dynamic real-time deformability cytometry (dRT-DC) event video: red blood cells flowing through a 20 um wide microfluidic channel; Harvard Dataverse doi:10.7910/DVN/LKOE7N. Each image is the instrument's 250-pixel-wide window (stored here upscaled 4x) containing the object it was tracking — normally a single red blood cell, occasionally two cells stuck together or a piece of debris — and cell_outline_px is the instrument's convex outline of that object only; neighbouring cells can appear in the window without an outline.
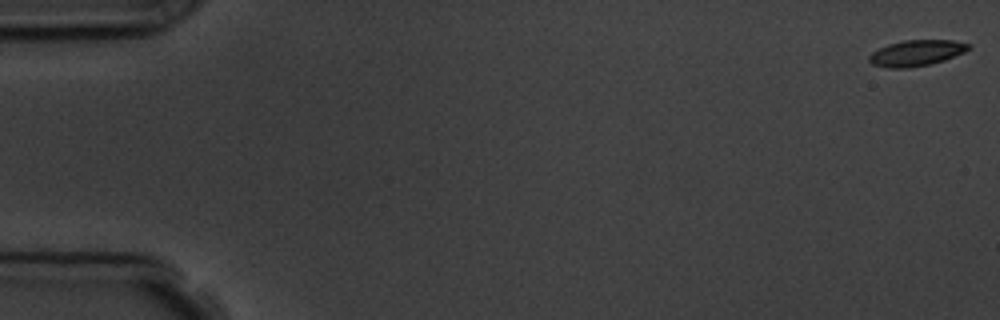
{"species": "common noctule bat (a hibernating species)", "species_latin": "Nyctalus noctula", "temperature_condition": "room temperature", "stored_images_in_passage": 5, "camera_frame_rate_fps": 3000, "um_per_image_px": 0.085, "animal": {"sex": "male", "body_mass_g": 19.5, "forearm_length_mm": 54.6}, "frame": {"image": 1, "passage_image": 1, "time_ms": 0.0, "image_size_px": [1000, 320], "cell_outline_px": [[972, 48], [964, 52], [944, 60], [928, 64], [908, 68], [888, 68], [872, 64], [868, 60], [868, 56], [872, 52], [888, 44], [904, 40], [952, 40], [972, 44]], "centroid_in_image_um": [77.9, 4.5], "position_along_channel_um": 7.1, "area_um2": 15.03}}
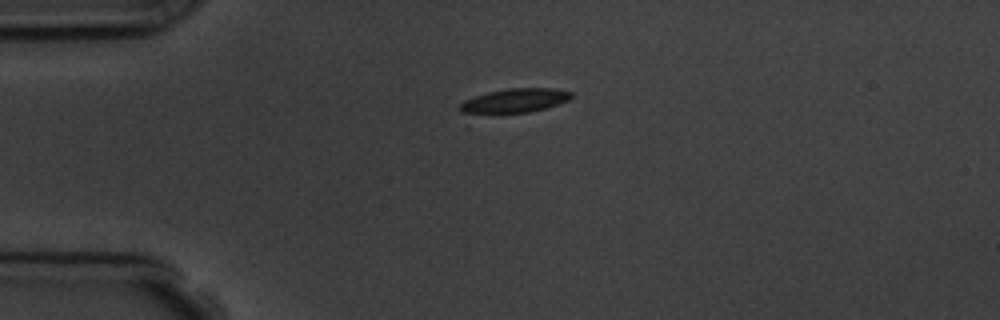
{"frame": {"image": 2, "passage_image": 5, "time_ms": 4.333, "image_size_px": [1000, 320], "cell_outline_px": [[572, 96], [568, 100], [544, 108], [468, 128], [456, 108], [464, 100], [488, 92], [508, 88], [552, 88], [572, 92]], "centroid_in_image_um": [43.21, 8.83], "position_along_channel_um": 41.8, "area_um2": 19.25}}